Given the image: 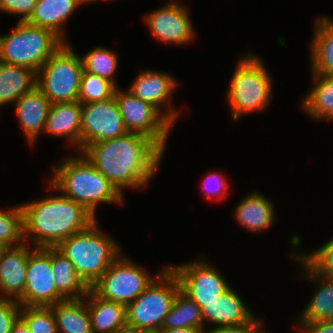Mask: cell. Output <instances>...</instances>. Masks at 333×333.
Instances as JSON below:
<instances>
[{
	"label": "cell",
	"mask_w": 333,
	"mask_h": 333,
	"mask_svg": "<svg viewBox=\"0 0 333 333\" xmlns=\"http://www.w3.org/2000/svg\"><path fill=\"white\" fill-rule=\"evenodd\" d=\"M81 153L122 196L124 188L147 187L164 155L147 136L130 132L94 142Z\"/></svg>",
	"instance_id": "6da1fadb"
},
{
	"label": "cell",
	"mask_w": 333,
	"mask_h": 333,
	"mask_svg": "<svg viewBox=\"0 0 333 333\" xmlns=\"http://www.w3.org/2000/svg\"><path fill=\"white\" fill-rule=\"evenodd\" d=\"M81 152L90 144L127 133L115 97L81 105Z\"/></svg>",
	"instance_id": "4fadbf2b"
},
{
	"label": "cell",
	"mask_w": 333,
	"mask_h": 333,
	"mask_svg": "<svg viewBox=\"0 0 333 333\" xmlns=\"http://www.w3.org/2000/svg\"><path fill=\"white\" fill-rule=\"evenodd\" d=\"M0 241L8 247L18 246L25 242L21 204L6 211L0 210Z\"/></svg>",
	"instance_id": "1f68e13d"
},
{
	"label": "cell",
	"mask_w": 333,
	"mask_h": 333,
	"mask_svg": "<svg viewBox=\"0 0 333 333\" xmlns=\"http://www.w3.org/2000/svg\"><path fill=\"white\" fill-rule=\"evenodd\" d=\"M83 63L68 43H64L36 73V86L54 103L76 102Z\"/></svg>",
	"instance_id": "ba28073f"
},
{
	"label": "cell",
	"mask_w": 333,
	"mask_h": 333,
	"mask_svg": "<svg viewBox=\"0 0 333 333\" xmlns=\"http://www.w3.org/2000/svg\"><path fill=\"white\" fill-rule=\"evenodd\" d=\"M201 313L204 325L210 322L215 327L239 325L256 317L231 286L216 299L203 302Z\"/></svg>",
	"instance_id": "e0dca14e"
},
{
	"label": "cell",
	"mask_w": 333,
	"mask_h": 333,
	"mask_svg": "<svg viewBox=\"0 0 333 333\" xmlns=\"http://www.w3.org/2000/svg\"><path fill=\"white\" fill-rule=\"evenodd\" d=\"M28 243L9 247L0 258V292L4 298L18 300L26 283L28 256L32 249Z\"/></svg>",
	"instance_id": "2e32d148"
},
{
	"label": "cell",
	"mask_w": 333,
	"mask_h": 333,
	"mask_svg": "<svg viewBox=\"0 0 333 333\" xmlns=\"http://www.w3.org/2000/svg\"><path fill=\"white\" fill-rule=\"evenodd\" d=\"M161 333H202L194 328H174V329H160Z\"/></svg>",
	"instance_id": "60d3db41"
},
{
	"label": "cell",
	"mask_w": 333,
	"mask_h": 333,
	"mask_svg": "<svg viewBox=\"0 0 333 333\" xmlns=\"http://www.w3.org/2000/svg\"><path fill=\"white\" fill-rule=\"evenodd\" d=\"M272 81L260 57L252 54L241 57L226 94L233 119L265 110L272 97Z\"/></svg>",
	"instance_id": "5b68a950"
},
{
	"label": "cell",
	"mask_w": 333,
	"mask_h": 333,
	"mask_svg": "<svg viewBox=\"0 0 333 333\" xmlns=\"http://www.w3.org/2000/svg\"><path fill=\"white\" fill-rule=\"evenodd\" d=\"M81 119L78 101L51 104L44 132L66 137L81 152Z\"/></svg>",
	"instance_id": "ffe728a7"
},
{
	"label": "cell",
	"mask_w": 333,
	"mask_h": 333,
	"mask_svg": "<svg viewBox=\"0 0 333 333\" xmlns=\"http://www.w3.org/2000/svg\"><path fill=\"white\" fill-rule=\"evenodd\" d=\"M189 13L185 5L173 0L148 13L144 21L155 39L170 45H186L195 37Z\"/></svg>",
	"instance_id": "5bb4252c"
},
{
	"label": "cell",
	"mask_w": 333,
	"mask_h": 333,
	"mask_svg": "<svg viewBox=\"0 0 333 333\" xmlns=\"http://www.w3.org/2000/svg\"><path fill=\"white\" fill-rule=\"evenodd\" d=\"M177 85L176 79L166 72L150 69L141 70L128 90L137 98L152 104L174 125L179 113L171 107L169 100ZM161 106L168 108L162 111Z\"/></svg>",
	"instance_id": "9a60e30c"
},
{
	"label": "cell",
	"mask_w": 333,
	"mask_h": 333,
	"mask_svg": "<svg viewBox=\"0 0 333 333\" xmlns=\"http://www.w3.org/2000/svg\"><path fill=\"white\" fill-rule=\"evenodd\" d=\"M141 333H161L160 330H141Z\"/></svg>",
	"instance_id": "f6af8a7d"
},
{
	"label": "cell",
	"mask_w": 333,
	"mask_h": 333,
	"mask_svg": "<svg viewBox=\"0 0 333 333\" xmlns=\"http://www.w3.org/2000/svg\"><path fill=\"white\" fill-rule=\"evenodd\" d=\"M258 317L254 318L253 320L242 323L239 325H230V326H219V327H212L210 329H204L202 333H265L262 327V321L257 319Z\"/></svg>",
	"instance_id": "74e56055"
},
{
	"label": "cell",
	"mask_w": 333,
	"mask_h": 333,
	"mask_svg": "<svg viewBox=\"0 0 333 333\" xmlns=\"http://www.w3.org/2000/svg\"><path fill=\"white\" fill-rule=\"evenodd\" d=\"M115 89L116 87L110 81L83 70L78 102L82 105L108 100L114 96Z\"/></svg>",
	"instance_id": "4dcf8cb0"
},
{
	"label": "cell",
	"mask_w": 333,
	"mask_h": 333,
	"mask_svg": "<svg viewBox=\"0 0 333 333\" xmlns=\"http://www.w3.org/2000/svg\"><path fill=\"white\" fill-rule=\"evenodd\" d=\"M20 319L29 328L30 333H58L51 307L22 306Z\"/></svg>",
	"instance_id": "d6a6232c"
},
{
	"label": "cell",
	"mask_w": 333,
	"mask_h": 333,
	"mask_svg": "<svg viewBox=\"0 0 333 333\" xmlns=\"http://www.w3.org/2000/svg\"><path fill=\"white\" fill-rule=\"evenodd\" d=\"M4 297L2 296L1 292H0V300H2Z\"/></svg>",
	"instance_id": "bcb514c9"
},
{
	"label": "cell",
	"mask_w": 333,
	"mask_h": 333,
	"mask_svg": "<svg viewBox=\"0 0 333 333\" xmlns=\"http://www.w3.org/2000/svg\"><path fill=\"white\" fill-rule=\"evenodd\" d=\"M116 243L99 229L95 221L87 229L67 237L56 248L91 288L120 255V246Z\"/></svg>",
	"instance_id": "277c9868"
},
{
	"label": "cell",
	"mask_w": 333,
	"mask_h": 333,
	"mask_svg": "<svg viewBox=\"0 0 333 333\" xmlns=\"http://www.w3.org/2000/svg\"><path fill=\"white\" fill-rule=\"evenodd\" d=\"M9 247L4 244L3 242L0 241V258L3 256L4 252L8 249Z\"/></svg>",
	"instance_id": "7bdbcfd3"
},
{
	"label": "cell",
	"mask_w": 333,
	"mask_h": 333,
	"mask_svg": "<svg viewBox=\"0 0 333 333\" xmlns=\"http://www.w3.org/2000/svg\"><path fill=\"white\" fill-rule=\"evenodd\" d=\"M70 156L53 167L49 190L61 192L95 217L96 207L101 203H124V196L84 155Z\"/></svg>",
	"instance_id": "3957f363"
},
{
	"label": "cell",
	"mask_w": 333,
	"mask_h": 333,
	"mask_svg": "<svg viewBox=\"0 0 333 333\" xmlns=\"http://www.w3.org/2000/svg\"><path fill=\"white\" fill-rule=\"evenodd\" d=\"M204 327L201 308L180 289L161 329L194 328L202 332Z\"/></svg>",
	"instance_id": "f1b7e54d"
},
{
	"label": "cell",
	"mask_w": 333,
	"mask_h": 333,
	"mask_svg": "<svg viewBox=\"0 0 333 333\" xmlns=\"http://www.w3.org/2000/svg\"><path fill=\"white\" fill-rule=\"evenodd\" d=\"M21 306L16 300L3 298L0 300V333H10L12 326L20 318Z\"/></svg>",
	"instance_id": "e575fe53"
},
{
	"label": "cell",
	"mask_w": 333,
	"mask_h": 333,
	"mask_svg": "<svg viewBox=\"0 0 333 333\" xmlns=\"http://www.w3.org/2000/svg\"><path fill=\"white\" fill-rule=\"evenodd\" d=\"M273 205L263 194L253 191L237 204L233 216L250 232L265 231L274 224L276 214Z\"/></svg>",
	"instance_id": "44dd1931"
},
{
	"label": "cell",
	"mask_w": 333,
	"mask_h": 333,
	"mask_svg": "<svg viewBox=\"0 0 333 333\" xmlns=\"http://www.w3.org/2000/svg\"><path fill=\"white\" fill-rule=\"evenodd\" d=\"M293 259H297L304 271L305 278L314 281L318 289L314 292L308 305L303 309L301 315L296 320L297 323H310L315 321L333 320V279L315 274L295 253Z\"/></svg>",
	"instance_id": "d6986e66"
},
{
	"label": "cell",
	"mask_w": 333,
	"mask_h": 333,
	"mask_svg": "<svg viewBox=\"0 0 333 333\" xmlns=\"http://www.w3.org/2000/svg\"><path fill=\"white\" fill-rule=\"evenodd\" d=\"M65 42L51 30L18 21L13 31L0 35V61L36 73Z\"/></svg>",
	"instance_id": "8992f818"
},
{
	"label": "cell",
	"mask_w": 333,
	"mask_h": 333,
	"mask_svg": "<svg viewBox=\"0 0 333 333\" xmlns=\"http://www.w3.org/2000/svg\"><path fill=\"white\" fill-rule=\"evenodd\" d=\"M96 1H99V0H78L79 5L88 4V3L96 2ZM103 1H109V0H103Z\"/></svg>",
	"instance_id": "ee69618b"
},
{
	"label": "cell",
	"mask_w": 333,
	"mask_h": 333,
	"mask_svg": "<svg viewBox=\"0 0 333 333\" xmlns=\"http://www.w3.org/2000/svg\"><path fill=\"white\" fill-rule=\"evenodd\" d=\"M51 268L56 291L66 299H81L89 287L77 274L72 263L57 249L51 248Z\"/></svg>",
	"instance_id": "484cf974"
},
{
	"label": "cell",
	"mask_w": 333,
	"mask_h": 333,
	"mask_svg": "<svg viewBox=\"0 0 333 333\" xmlns=\"http://www.w3.org/2000/svg\"><path fill=\"white\" fill-rule=\"evenodd\" d=\"M314 27L310 53L312 74L333 76V19L317 18Z\"/></svg>",
	"instance_id": "cb8c5ba5"
},
{
	"label": "cell",
	"mask_w": 333,
	"mask_h": 333,
	"mask_svg": "<svg viewBox=\"0 0 333 333\" xmlns=\"http://www.w3.org/2000/svg\"><path fill=\"white\" fill-rule=\"evenodd\" d=\"M63 300L53 279L51 248L34 247L28 256L24 294L17 302L21 307H50Z\"/></svg>",
	"instance_id": "8fae6325"
},
{
	"label": "cell",
	"mask_w": 333,
	"mask_h": 333,
	"mask_svg": "<svg viewBox=\"0 0 333 333\" xmlns=\"http://www.w3.org/2000/svg\"><path fill=\"white\" fill-rule=\"evenodd\" d=\"M296 325L301 328V333H333V320L296 323Z\"/></svg>",
	"instance_id": "f35d334b"
},
{
	"label": "cell",
	"mask_w": 333,
	"mask_h": 333,
	"mask_svg": "<svg viewBox=\"0 0 333 333\" xmlns=\"http://www.w3.org/2000/svg\"><path fill=\"white\" fill-rule=\"evenodd\" d=\"M114 97L126 131L147 136L165 153L173 124L152 104L137 98L129 90L121 91L116 87Z\"/></svg>",
	"instance_id": "30bf717a"
},
{
	"label": "cell",
	"mask_w": 333,
	"mask_h": 333,
	"mask_svg": "<svg viewBox=\"0 0 333 333\" xmlns=\"http://www.w3.org/2000/svg\"><path fill=\"white\" fill-rule=\"evenodd\" d=\"M181 289L169 266L160 268L147 288L126 306V324L137 330H160L174 299Z\"/></svg>",
	"instance_id": "52a82bcc"
},
{
	"label": "cell",
	"mask_w": 333,
	"mask_h": 333,
	"mask_svg": "<svg viewBox=\"0 0 333 333\" xmlns=\"http://www.w3.org/2000/svg\"><path fill=\"white\" fill-rule=\"evenodd\" d=\"M14 105L25 138L33 145L45 130L51 103L36 86L22 95Z\"/></svg>",
	"instance_id": "ac0fdd59"
},
{
	"label": "cell",
	"mask_w": 333,
	"mask_h": 333,
	"mask_svg": "<svg viewBox=\"0 0 333 333\" xmlns=\"http://www.w3.org/2000/svg\"><path fill=\"white\" fill-rule=\"evenodd\" d=\"M84 298L90 315L92 333H115L127 326L125 305L105 300L91 289Z\"/></svg>",
	"instance_id": "7402d4cb"
},
{
	"label": "cell",
	"mask_w": 333,
	"mask_h": 333,
	"mask_svg": "<svg viewBox=\"0 0 333 333\" xmlns=\"http://www.w3.org/2000/svg\"><path fill=\"white\" fill-rule=\"evenodd\" d=\"M226 181L227 179L219 173H209L202 183V185H204L203 190H205L206 196L210 199L225 198V196H227V192L229 191V186Z\"/></svg>",
	"instance_id": "8d00e7d4"
},
{
	"label": "cell",
	"mask_w": 333,
	"mask_h": 333,
	"mask_svg": "<svg viewBox=\"0 0 333 333\" xmlns=\"http://www.w3.org/2000/svg\"><path fill=\"white\" fill-rule=\"evenodd\" d=\"M81 60L85 72L97 75L118 87L113 79L118 69V55L115 51L98 46L88 51Z\"/></svg>",
	"instance_id": "f546056e"
},
{
	"label": "cell",
	"mask_w": 333,
	"mask_h": 333,
	"mask_svg": "<svg viewBox=\"0 0 333 333\" xmlns=\"http://www.w3.org/2000/svg\"><path fill=\"white\" fill-rule=\"evenodd\" d=\"M314 86L306 94L302 109L315 120H333V76L313 74Z\"/></svg>",
	"instance_id": "83f0119b"
},
{
	"label": "cell",
	"mask_w": 333,
	"mask_h": 333,
	"mask_svg": "<svg viewBox=\"0 0 333 333\" xmlns=\"http://www.w3.org/2000/svg\"><path fill=\"white\" fill-rule=\"evenodd\" d=\"M169 267L177 276L181 290L200 308L203 302L216 299L230 287L206 259Z\"/></svg>",
	"instance_id": "7c38bea8"
},
{
	"label": "cell",
	"mask_w": 333,
	"mask_h": 333,
	"mask_svg": "<svg viewBox=\"0 0 333 333\" xmlns=\"http://www.w3.org/2000/svg\"><path fill=\"white\" fill-rule=\"evenodd\" d=\"M115 333H141V330H137L135 328H130L128 326L121 328L120 330L116 331Z\"/></svg>",
	"instance_id": "b9f144b4"
},
{
	"label": "cell",
	"mask_w": 333,
	"mask_h": 333,
	"mask_svg": "<svg viewBox=\"0 0 333 333\" xmlns=\"http://www.w3.org/2000/svg\"><path fill=\"white\" fill-rule=\"evenodd\" d=\"M21 207L24 241L36 248H56L67 237L97 221L83 205L62 193L21 204Z\"/></svg>",
	"instance_id": "7a4b0ae2"
},
{
	"label": "cell",
	"mask_w": 333,
	"mask_h": 333,
	"mask_svg": "<svg viewBox=\"0 0 333 333\" xmlns=\"http://www.w3.org/2000/svg\"><path fill=\"white\" fill-rule=\"evenodd\" d=\"M79 6L78 0H38L27 22L51 30L67 43L62 26Z\"/></svg>",
	"instance_id": "603a6c76"
},
{
	"label": "cell",
	"mask_w": 333,
	"mask_h": 333,
	"mask_svg": "<svg viewBox=\"0 0 333 333\" xmlns=\"http://www.w3.org/2000/svg\"><path fill=\"white\" fill-rule=\"evenodd\" d=\"M10 333H30V330L26 326V324L19 318L12 326Z\"/></svg>",
	"instance_id": "ab89813d"
},
{
	"label": "cell",
	"mask_w": 333,
	"mask_h": 333,
	"mask_svg": "<svg viewBox=\"0 0 333 333\" xmlns=\"http://www.w3.org/2000/svg\"><path fill=\"white\" fill-rule=\"evenodd\" d=\"M36 72L24 66L0 61V107L16 103L25 93L36 87Z\"/></svg>",
	"instance_id": "d4e9b609"
},
{
	"label": "cell",
	"mask_w": 333,
	"mask_h": 333,
	"mask_svg": "<svg viewBox=\"0 0 333 333\" xmlns=\"http://www.w3.org/2000/svg\"><path fill=\"white\" fill-rule=\"evenodd\" d=\"M58 333H92L85 298L66 299L50 306Z\"/></svg>",
	"instance_id": "4316f807"
},
{
	"label": "cell",
	"mask_w": 333,
	"mask_h": 333,
	"mask_svg": "<svg viewBox=\"0 0 333 333\" xmlns=\"http://www.w3.org/2000/svg\"><path fill=\"white\" fill-rule=\"evenodd\" d=\"M38 0H0V10L8 14L20 15L18 21H27Z\"/></svg>",
	"instance_id": "d590c367"
},
{
	"label": "cell",
	"mask_w": 333,
	"mask_h": 333,
	"mask_svg": "<svg viewBox=\"0 0 333 333\" xmlns=\"http://www.w3.org/2000/svg\"><path fill=\"white\" fill-rule=\"evenodd\" d=\"M297 256L317 275L333 279V237L311 253Z\"/></svg>",
	"instance_id": "836d02e7"
},
{
	"label": "cell",
	"mask_w": 333,
	"mask_h": 333,
	"mask_svg": "<svg viewBox=\"0 0 333 333\" xmlns=\"http://www.w3.org/2000/svg\"><path fill=\"white\" fill-rule=\"evenodd\" d=\"M122 253L112 262L106 272L90 288L97 296L121 303L133 302L154 280L142 266L132 262Z\"/></svg>",
	"instance_id": "9c48e42d"
}]
</instances>
